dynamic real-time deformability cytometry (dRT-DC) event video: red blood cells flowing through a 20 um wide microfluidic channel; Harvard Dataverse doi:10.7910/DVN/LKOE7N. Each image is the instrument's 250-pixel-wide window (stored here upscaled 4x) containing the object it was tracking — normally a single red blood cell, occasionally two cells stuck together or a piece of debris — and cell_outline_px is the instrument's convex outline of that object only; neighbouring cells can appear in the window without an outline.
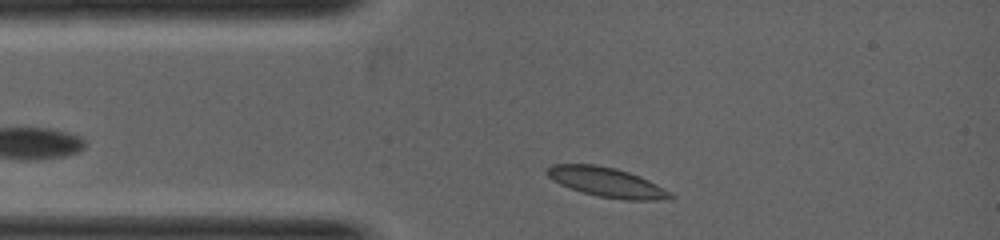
{"species": "common noctule bat (a hibernating species)", "species_latin": "Nyctalus noctula", "temperature_condition": "warm", "stored_images_in_passage": 27, "camera_frame_rate_fps": 5000, "um_per_image_px": 0.085, "animal": {"sex": "female", "body_mass_g": 19.0, "forearm_length_mm": 53.3}, "frame": {"image": 1, "passage_image": 2, "time_ms": 0.2, "image_size_px": [1000, 240], "cell_outline_px": [[676, 196], [672, 200], [624, 200], [600, 196], [580, 192], [560, 184], [552, 180], [544, 172], [552, 164], [592, 164], [612, 168], [628, 172], [640, 176], [672, 192]], "centroid_in_image_um": [51.6, 15.51], "position_along_channel_um": 33.4, "area_um2": 21.33}}
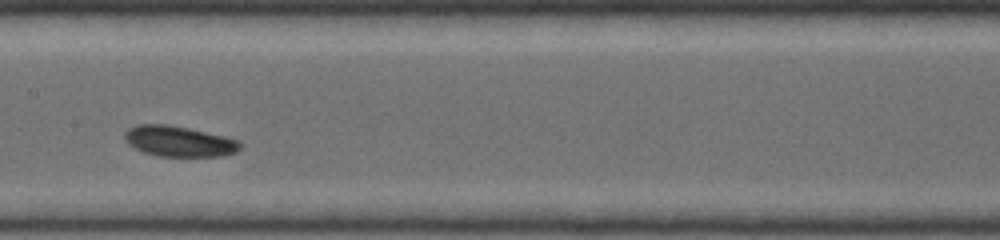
{"frame": {"image": 2, "passage_image": 13, "time_ms": 2.4, "image_size_px": [1000, 240], "cell_outline_px": [[240, 148], [236, 152], [224, 156], [160, 156], [144, 152], [128, 144], [124, 140], [124, 132], [128, 128], [140, 124], [168, 124], [188, 128], [240, 140]], "centroid_in_image_um": [15.2, 12.01], "position_along_channel_um": 192.2, "area_um2": 20.52}}
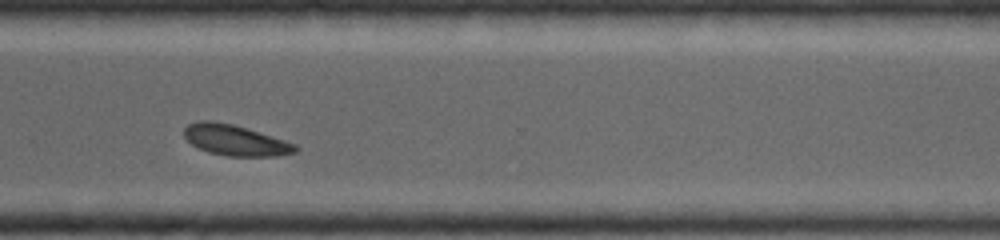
{"frame": {"image": 3, "passage_image": 22, "time_ms": 4.4, "image_size_px": [1000, 240], "cell_outline_px": [[296, 152], [276, 156], [228, 156], [208, 152], [192, 144], [184, 136], [184, 128], [188, 124], [200, 120], [212, 120], [232, 124], [284, 140], [296, 144]], "centroid_in_image_um": [19.96, 11.91], "position_along_channel_um": 350.6, "area_um2": 19.65}}